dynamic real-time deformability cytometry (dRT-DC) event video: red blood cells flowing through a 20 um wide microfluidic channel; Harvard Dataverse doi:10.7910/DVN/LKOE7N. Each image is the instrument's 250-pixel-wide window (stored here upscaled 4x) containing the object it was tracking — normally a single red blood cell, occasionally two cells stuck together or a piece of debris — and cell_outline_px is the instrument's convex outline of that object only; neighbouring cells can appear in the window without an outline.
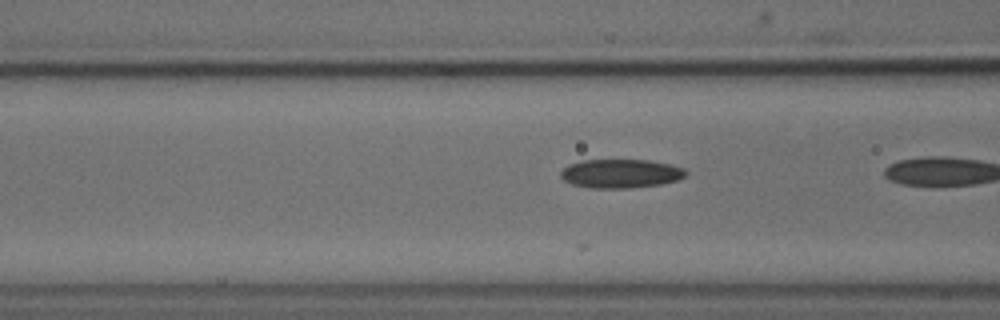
{"species": "common noctule bat (a hibernating species)", "species_latin": "Nyctalus noctula", "temperature_condition": "cold", "stored_images_in_passage": 6, "camera_frame_rate_fps": 3000, "um_per_image_px": 0.085, "animal": {"sex": "male", "body_mass_g": 18.8}, "frame": {"image": 1, "passage_image": 5, "time_ms": 1.333, "image_size_px": [1000, 320], "cell_outline_px": [[688, 172], [680, 180], [660, 184], [628, 188], [592, 188], [572, 184], [564, 180], [560, 176], [560, 172], [568, 164], [584, 160], [652, 160], [684, 168]], "centroid_in_image_um": [52.77, 14.75], "position_along_channel_um": 113.8, "area_um2": 21.04}}